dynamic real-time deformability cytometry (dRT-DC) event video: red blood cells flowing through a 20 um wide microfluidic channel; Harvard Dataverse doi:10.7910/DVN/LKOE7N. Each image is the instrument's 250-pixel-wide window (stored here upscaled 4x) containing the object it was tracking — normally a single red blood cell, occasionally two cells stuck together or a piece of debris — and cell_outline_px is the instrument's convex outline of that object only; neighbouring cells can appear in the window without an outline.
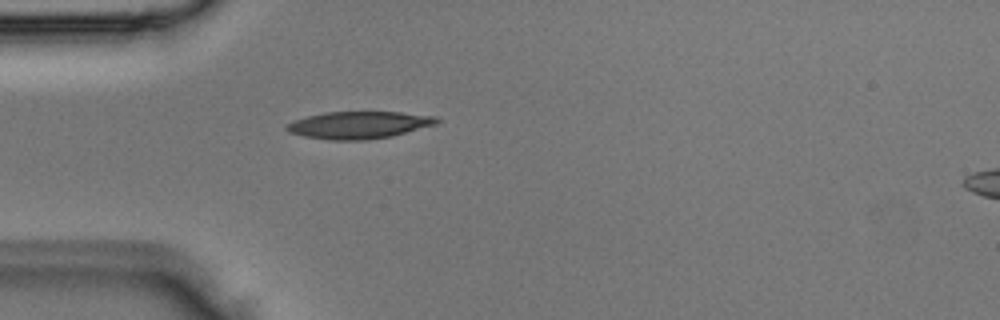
{"species": "Egyptian fruit bat (a non-hibernating species)", "species_latin": "Rousettus aegyptiacus", "temperature_condition": "room temperature", "stored_images_in_passage": 5, "segment_of_instrument_passage": [1, 2], "camera_frame_rate_fps": 3000, "um_per_image_px": 0.085, "animal": {"sex": "male"}, "frame": {"image": 1, "passage_image": 4, "time_ms": 1.0, "image_size_px": [1000, 320], "cell_outline_px": [[440, 120], [436, 124], [392, 136], [368, 140], [332, 140], [304, 136], [288, 132], [284, 128], [284, 124], [308, 116], [324, 112], [400, 112], [436, 116]], "centroid_in_image_um": [30.49, 10.62], "position_along_channel_um": 54.5, "area_um2": 23.81}}